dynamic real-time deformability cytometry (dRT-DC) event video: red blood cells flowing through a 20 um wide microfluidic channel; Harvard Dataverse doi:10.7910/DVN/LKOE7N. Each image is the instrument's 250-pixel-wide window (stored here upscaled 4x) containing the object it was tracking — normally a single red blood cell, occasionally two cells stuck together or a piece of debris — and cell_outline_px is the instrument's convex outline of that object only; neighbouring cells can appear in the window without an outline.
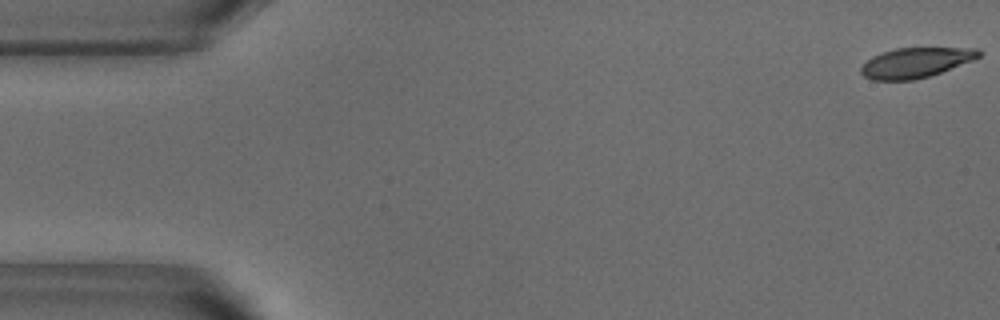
{"species": "common noctule bat (a hibernating species)", "species_latin": "Nyctalus noctula", "temperature_condition": "warm", "stored_images_in_passage": 15, "camera_frame_rate_fps": 3000, "um_per_image_px": 0.085, "animal": {"sex": "male", "body_mass_g": 18.8}, "frame": {"image": 1, "passage_image": 1, "time_ms": 0.0, "image_size_px": [1000, 320], "cell_outline_px": [[980, 56], [972, 60], [940, 72], [928, 76], [912, 80], [872, 80], [864, 76], [860, 72], [860, 68], [872, 56], [880, 52], [896, 48], [980, 48]], "centroid_in_image_um": [77.79, 5.32], "position_along_channel_um": 7.2, "area_um2": 20.4}}